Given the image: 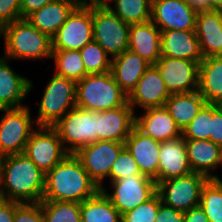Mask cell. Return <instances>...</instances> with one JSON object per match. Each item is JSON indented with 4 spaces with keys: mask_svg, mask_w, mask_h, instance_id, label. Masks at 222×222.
<instances>
[{
    "mask_svg": "<svg viewBox=\"0 0 222 222\" xmlns=\"http://www.w3.org/2000/svg\"><path fill=\"white\" fill-rule=\"evenodd\" d=\"M208 180L195 172L170 178L157 183V194L165 205L185 212L200 204L202 188Z\"/></svg>",
    "mask_w": 222,
    "mask_h": 222,
    "instance_id": "9c48e42d",
    "label": "cell"
},
{
    "mask_svg": "<svg viewBox=\"0 0 222 222\" xmlns=\"http://www.w3.org/2000/svg\"><path fill=\"white\" fill-rule=\"evenodd\" d=\"M221 167H222V159H221V165H220ZM215 181H217V182H219V183H222V178H219V176L218 175H215L214 176V178H213Z\"/></svg>",
    "mask_w": 222,
    "mask_h": 222,
    "instance_id": "f907efd6",
    "label": "cell"
},
{
    "mask_svg": "<svg viewBox=\"0 0 222 222\" xmlns=\"http://www.w3.org/2000/svg\"><path fill=\"white\" fill-rule=\"evenodd\" d=\"M100 190L75 154H68L45 176L42 200L82 203Z\"/></svg>",
    "mask_w": 222,
    "mask_h": 222,
    "instance_id": "7a4b0ae2",
    "label": "cell"
},
{
    "mask_svg": "<svg viewBox=\"0 0 222 222\" xmlns=\"http://www.w3.org/2000/svg\"><path fill=\"white\" fill-rule=\"evenodd\" d=\"M128 96L121 90L111 71L88 74L76 84V106L100 112L123 106Z\"/></svg>",
    "mask_w": 222,
    "mask_h": 222,
    "instance_id": "277c9868",
    "label": "cell"
},
{
    "mask_svg": "<svg viewBox=\"0 0 222 222\" xmlns=\"http://www.w3.org/2000/svg\"><path fill=\"white\" fill-rule=\"evenodd\" d=\"M134 127L135 112L127 101L123 106L100 111L98 139L124 143Z\"/></svg>",
    "mask_w": 222,
    "mask_h": 222,
    "instance_id": "d6986e66",
    "label": "cell"
},
{
    "mask_svg": "<svg viewBox=\"0 0 222 222\" xmlns=\"http://www.w3.org/2000/svg\"><path fill=\"white\" fill-rule=\"evenodd\" d=\"M24 153L45 174L69 154L53 126H35Z\"/></svg>",
    "mask_w": 222,
    "mask_h": 222,
    "instance_id": "7c38bea8",
    "label": "cell"
},
{
    "mask_svg": "<svg viewBox=\"0 0 222 222\" xmlns=\"http://www.w3.org/2000/svg\"><path fill=\"white\" fill-rule=\"evenodd\" d=\"M44 222H81L80 203L42 200Z\"/></svg>",
    "mask_w": 222,
    "mask_h": 222,
    "instance_id": "d6a6232c",
    "label": "cell"
},
{
    "mask_svg": "<svg viewBox=\"0 0 222 222\" xmlns=\"http://www.w3.org/2000/svg\"><path fill=\"white\" fill-rule=\"evenodd\" d=\"M210 140L222 147V111L216 104H212Z\"/></svg>",
    "mask_w": 222,
    "mask_h": 222,
    "instance_id": "b9f144b4",
    "label": "cell"
},
{
    "mask_svg": "<svg viewBox=\"0 0 222 222\" xmlns=\"http://www.w3.org/2000/svg\"><path fill=\"white\" fill-rule=\"evenodd\" d=\"M161 56L181 58L200 63L204 57L195 31L161 32Z\"/></svg>",
    "mask_w": 222,
    "mask_h": 222,
    "instance_id": "cb8c5ba5",
    "label": "cell"
},
{
    "mask_svg": "<svg viewBox=\"0 0 222 222\" xmlns=\"http://www.w3.org/2000/svg\"><path fill=\"white\" fill-rule=\"evenodd\" d=\"M160 203L161 199L156 193L147 202L122 214L121 222H155Z\"/></svg>",
    "mask_w": 222,
    "mask_h": 222,
    "instance_id": "8d00e7d4",
    "label": "cell"
},
{
    "mask_svg": "<svg viewBox=\"0 0 222 222\" xmlns=\"http://www.w3.org/2000/svg\"><path fill=\"white\" fill-rule=\"evenodd\" d=\"M4 158L5 156L0 153V179H1L2 169H3Z\"/></svg>",
    "mask_w": 222,
    "mask_h": 222,
    "instance_id": "681fc988",
    "label": "cell"
},
{
    "mask_svg": "<svg viewBox=\"0 0 222 222\" xmlns=\"http://www.w3.org/2000/svg\"><path fill=\"white\" fill-rule=\"evenodd\" d=\"M100 112L72 108L53 127L57 130L64 148L75 154L80 148L97 142Z\"/></svg>",
    "mask_w": 222,
    "mask_h": 222,
    "instance_id": "8992f818",
    "label": "cell"
},
{
    "mask_svg": "<svg viewBox=\"0 0 222 222\" xmlns=\"http://www.w3.org/2000/svg\"><path fill=\"white\" fill-rule=\"evenodd\" d=\"M210 2H211V11L212 10L222 11V0H210Z\"/></svg>",
    "mask_w": 222,
    "mask_h": 222,
    "instance_id": "7dc6e473",
    "label": "cell"
},
{
    "mask_svg": "<svg viewBox=\"0 0 222 222\" xmlns=\"http://www.w3.org/2000/svg\"><path fill=\"white\" fill-rule=\"evenodd\" d=\"M170 95L159 69L151 64L128 96V103L134 112L136 107L142 110L162 107Z\"/></svg>",
    "mask_w": 222,
    "mask_h": 222,
    "instance_id": "2e32d148",
    "label": "cell"
},
{
    "mask_svg": "<svg viewBox=\"0 0 222 222\" xmlns=\"http://www.w3.org/2000/svg\"><path fill=\"white\" fill-rule=\"evenodd\" d=\"M13 222H44L41 203L15 202Z\"/></svg>",
    "mask_w": 222,
    "mask_h": 222,
    "instance_id": "f35d334b",
    "label": "cell"
},
{
    "mask_svg": "<svg viewBox=\"0 0 222 222\" xmlns=\"http://www.w3.org/2000/svg\"><path fill=\"white\" fill-rule=\"evenodd\" d=\"M81 222H121L122 215L102 190L80 204Z\"/></svg>",
    "mask_w": 222,
    "mask_h": 222,
    "instance_id": "f546056e",
    "label": "cell"
},
{
    "mask_svg": "<svg viewBox=\"0 0 222 222\" xmlns=\"http://www.w3.org/2000/svg\"><path fill=\"white\" fill-rule=\"evenodd\" d=\"M184 222H210L200 205L184 212Z\"/></svg>",
    "mask_w": 222,
    "mask_h": 222,
    "instance_id": "f6af8a7d",
    "label": "cell"
},
{
    "mask_svg": "<svg viewBox=\"0 0 222 222\" xmlns=\"http://www.w3.org/2000/svg\"><path fill=\"white\" fill-rule=\"evenodd\" d=\"M131 174L142 173L139 169L138 163L135 161L127 148L124 147L112 165L110 175L108 177L110 180L109 182L121 180L122 178Z\"/></svg>",
    "mask_w": 222,
    "mask_h": 222,
    "instance_id": "74e56055",
    "label": "cell"
},
{
    "mask_svg": "<svg viewBox=\"0 0 222 222\" xmlns=\"http://www.w3.org/2000/svg\"><path fill=\"white\" fill-rule=\"evenodd\" d=\"M21 19L20 0H0V28Z\"/></svg>",
    "mask_w": 222,
    "mask_h": 222,
    "instance_id": "ab89813d",
    "label": "cell"
},
{
    "mask_svg": "<svg viewBox=\"0 0 222 222\" xmlns=\"http://www.w3.org/2000/svg\"><path fill=\"white\" fill-rule=\"evenodd\" d=\"M185 1L197 13L211 11L210 0H185Z\"/></svg>",
    "mask_w": 222,
    "mask_h": 222,
    "instance_id": "bcb514c9",
    "label": "cell"
},
{
    "mask_svg": "<svg viewBox=\"0 0 222 222\" xmlns=\"http://www.w3.org/2000/svg\"><path fill=\"white\" fill-rule=\"evenodd\" d=\"M4 41V56L11 59H44L52 57L51 38L36 29L26 19H19L0 28Z\"/></svg>",
    "mask_w": 222,
    "mask_h": 222,
    "instance_id": "3957f363",
    "label": "cell"
},
{
    "mask_svg": "<svg viewBox=\"0 0 222 222\" xmlns=\"http://www.w3.org/2000/svg\"><path fill=\"white\" fill-rule=\"evenodd\" d=\"M212 104L206 103L196 117L182 131L184 140H210Z\"/></svg>",
    "mask_w": 222,
    "mask_h": 222,
    "instance_id": "d590c367",
    "label": "cell"
},
{
    "mask_svg": "<svg viewBox=\"0 0 222 222\" xmlns=\"http://www.w3.org/2000/svg\"><path fill=\"white\" fill-rule=\"evenodd\" d=\"M185 145L191 170L213 179V170L221 165L222 147L204 139L185 140Z\"/></svg>",
    "mask_w": 222,
    "mask_h": 222,
    "instance_id": "484cf974",
    "label": "cell"
},
{
    "mask_svg": "<svg viewBox=\"0 0 222 222\" xmlns=\"http://www.w3.org/2000/svg\"><path fill=\"white\" fill-rule=\"evenodd\" d=\"M155 222H184V212L160 203Z\"/></svg>",
    "mask_w": 222,
    "mask_h": 222,
    "instance_id": "60d3db41",
    "label": "cell"
},
{
    "mask_svg": "<svg viewBox=\"0 0 222 222\" xmlns=\"http://www.w3.org/2000/svg\"><path fill=\"white\" fill-rule=\"evenodd\" d=\"M105 0H76L78 4H98L104 3Z\"/></svg>",
    "mask_w": 222,
    "mask_h": 222,
    "instance_id": "c3c4849f",
    "label": "cell"
},
{
    "mask_svg": "<svg viewBox=\"0 0 222 222\" xmlns=\"http://www.w3.org/2000/svg\"><path fill=\"white\" fill-rule=\"evenodd\" d=\"M15 201L0 198V222H13Z\"/></svg>",
    "mask_w": 222,
    "mask_h": 222,
    "instance_id": "ee69618b",
    "label": "cell"
},
{
    "mask_svg": "<svg viewBox=\"0 0 222 222\" xmlns=\"http://www.w3.org/2000/svg\"><path fill=\"white\" fill-rule=\"evenodd\" d=\"M197 12L185 0H155L152 2L151 21L161 31L196 29Z\"/></svg>",
    "mask_w": 222,
    "mask_h": 222,
    "instance_id": "9a60e30c",
    "label": "cell"
},
{
    "mask_svg": "<svg viewBox=\"0 0 222 222\" xmlns=\"http://www.w3.org/2000/svg\"><path fill=\"white\" fill-rule=\"evenodd\" d=\"M158 174L154 178L156 184L170 178L191 174L187 149L183 137L161 142L159 150Z\"/></svg>",
    "mask_w": 222,
    "mask_h": 222,
    "instance_id": "ac0fdd59",
    "label": "cell"
},
{
    "mask_svg": "<svg viewBox=\"0 0 222 222\" xmlns=\"http://www.w3.org/2000/svg\"><path fill=\"white\" fill-rule=\"evenodd\" d=\"M112 3L114 6H111ZM104 4L127 24L144 23L151 20L150 0H105Z\"/></svg>",
    "mask_w": 222,
    "mask_h": 222,
    "instance_id": "4dcf8cb0",
    "label": "cell"
},
{
    "mask_svg": "<svg viewBox=\"0 0 222 222\" xmlns=\"http://www.w3.org/2000/svg\"><path fill=\"white\" fill-rule=\"evenodd\" d=\"M144 111L142 115L135 114V127L144 135L160 143L182 136L181 129L164 106L148 108Z\"/></svg>",
    "mask_w": 222,
    "mask_h": 222,
    "instance_id": "e0dca14e",
    "label": "cell"
},
{
    "mask_svg": "<svg viewBox=\"0 0 222 222\" xmlns=\"http://www.w3.org/2000/svg\"><path fill=\"white\" fill-rule=\"evenodd\" d=\"M93 40L113 58L128 50L130 24L104 3L92 4Z\"/></svg>",
    "mask_w": 222,
    "mask_h": 222,
    "instance_id": "52a82bcc",
    "label": "cell"
},
{
    "mask_svg": "<svg viewBox=\"0 0 222 222\" xmlns=\"http://www.w3.org/2000/svg\"><path fill=\"white\" fill-rule=\"evenodd\" d=\"M205 104V99L197 90L191 93L171 94L164 107L183 131Z\"/></svg>",
    "mask_w": 222,
    "mask_h": 222,
    "instance_id": "f1b7e54d",
    "label": "cell"
},
{
    "mask_svg": "<svg viewBox=\"0 0 222 222\" xmlns=\"http://www.w3.org/2000/svg\"><path fill=\"white\" fill-rule=\"evenodd\" d=\"M125 147L122 142L98 140L92 144L80 148L75 156L80 160L83 168L91 179L103 188V182L110 175L114 161Z\"/></svg>",
    "mask_w": 222,
    "mask_h": 222,
    "instance_id": "4fadbf2b",
    "label": "cell"
},
{
    "mask_svg": "<svg viewBox=\"0 0 222 222\" xmlns=\"http://www.w3.org/2000/svg\"><path fill=\"white\" fill-rule=\"evenodd\" d=\"M155 65L170 94L191 93L198 90L200 63L161 56Z\"/></svg>",
    "mask_w": 222,
    "mask_h": 222,
    "instance_id": "5bb4252c",
    "label": "cell"
},
{
    "mask_svg": "<svg viewBox=\"0 0 222 222\" xmlns=\"http://www.w3.org/2000/svg\"><path fill=\"white\" fill-rule=\"evenodd\" d=\"M150 65L138 54L126 50L112 58L111 73L121 90L129 96Z\"/></svg>",
    "mask_w": 222,
    "mask_h": 222,
    "instance_id": "d4e9b609",
    "label": "cell"
},
{
    "mask_svg": "<svg viewBox=\"0 0 222 222\" xmlns=\"http://www.w3.org/2000/svg\"><path fill=\"white\" fill-rule=\"evenodd\" d=\"M80 51L87 74H102L111 71L112 58L92 40Z\"/></svg>",
    "mask_w": 222,
    "mask_h": 222,
    "instance_id": "e575fe53",
    "label": "cell"
},
{
    "mask_svg": "<svg viewBox=\"0 0 222 222\" xmlns=\"http://www.w3.org/2000/svg\"><path fill=\"white\" fill-rule=\"evenodd\" d=\"M51 59L55 62L56 75L76 82L88 75L79 50L52 51Z\"/></svg>",
    "mask_w": 222,
    "mask_h": 222,
    "instance_id": "1f68e13d",
    "label": "cell"
},
{
    "mask_svg": "<svg viewBox=\"0 0 222 222\" xmlns=\"http://www.w3.org/2000/svg\"><path fill=\"white\" fill-rule=\"evenodd\" d=\"M76 84V81L56 74L51 77L39 102L37 117L34 118L37 126H54L76 107Z\"/></svg>",
    "mask_w": 222,
    "mask_h": 222,
    "instance_id": "5b68a950",
    "label": "cell"
},
{
    "mask_svg": "<svg viewBox=\"0 0 222 222\" xmlns=\"http://www.w3.org/2000/svg\"><path fill=\"white\" fill-rule=\"evenodd\" d=\"M196 36L204 58L222 56V11L197 13Z\"/></svg>",
    "mask_w": 222,
    "mask_h": 222,
    "instance_id": "7402d4cb",
    "label": "cell"
},
{
    "mask_svg": "<svg viewBox=\"0 0 222 222\" xmlns=\"http://www.w3.org/2000/svg\"><path fill=\"white\" fill-rule=\"evenodd\" d=\"M77 5L76 0H53L31 13L26 20L52 38Z\"/></svg>",
    "mask_w": 222,
    "mask_h": 222,
    "instance_id": "4316f807",
    "label": "cell"
},
{
    "mask_svg": "<svg viewBox=\"0 0 222 222\" xmlns=\"http://www.w3.org/2000/svg\"><path fill=\"white\" fill-rule=\"evenodd\" d=\"M124 145L138 163L141 173L154 179L158 174L161 143L134 127Z\"/></svg>",
    "mask_w": 222,
    "mask_h": 222,
    "instance_id": "44dd1931",
    "label": "cell"
},
{
    "mask_svg": "<svg viewBox=\"0 0 222 222\" xmlns=\"http://www.w3.org/2000/svg\"><path fill=\"white\" fill-rule=\"evenodd\" d=\"M199 205L210 222H222V183L209 179L202 188Z\"/></svg>",
    "mask_w": 222,
    "mask_h": 222,
    "instance_id": "836d02e7",
    "label": "cell"
},
{
    "mask_svg": "<svg viewBox=\"0 0 222 222\" xmlns=\"http://www.w3.org/2000/svg\"><path fill=\"white\" fill-rule=\"evenodd\" d=\"M198 92L206 103L216 104L222 99V56L200 62Z\"/></svg>",
    "mask_w": 222,
    "mask_h": 222,
    "instance_id": "83f0119b",
    "label": "cell"
},
{
    "mask_svg": "<svg viewBox=\"0 0 222 222\" xmlns=\"http://www.w3.org/2000/svg\"><path fill=\"white\" fill-rule=\"evenodd\" d=\"M0 153L4 156L23 153L26 143L37 126L28 106L0 109Z\"/></svg>",
    "mask_w": 222,
    "mask_h": 222,
    "instance_id": "ba28073f",
    "label": "cell"
},
{
    "mask_svg": "<svg viewBox=\"0 0 222 222\" xmlns=\"http://www.w3.org/2000/svg\"><path fill=\"white\" fill-rule=\"evenodd\" d=\"M51 40L52 51L81 50L92 41V4H78Z\"/></svg>",
    "mask_w": 222,
    "mask_h": 222,
    "instance_id": "8fae6325",
    "label": "cell"
},
{
    "mask_svg": "<svg viewBox=\"0 0 222 222\" xmlns=\"http://www.w3.org/2000/svg\"><path fill=\"white\" fill-rule=\"evenodd\" d=\"M110 183L112 193H109L105 186L100 190L121 215L147 202L157 193L156 181L144 174H131Z\"/></svg>",
    "mask_w": 222,
    "mask_h": 222,
    "instance_id": "30bf717a",
    "label": "cell"
},
{
    "mask_svg": "<svg viewBox=\"0 0 222 222\" xmlns=\"http://www.w3.org/2000/svg\"><path fill=\"white\" fill-rule=\"evenodd\" d=\"M219 110L222 111V99L216 103Z\"/></svg>",
    "mask_w": 222,
    "mask_h": 222,
    "instance_id": "816d5d0a",
    "label": "cell"
},
{
    "mask_svg": "<svg viewBox=\"0 0 222 222\" xmlns=\"http://www.w3.org/2000/svg\"><path fill=\"white\" fill-rule=\"evenodd\" d=\"M52 1L53 0H20L21 18L26 19L31 13Z\"/></svg>",
    "mask_w": 222,
    "mask_h": 222,
    "instance_id": "7bdbcfd3",
    "label": "cell"
},
{
    "mask_svg": "<svg viewBox=\"0 0 222 222\" xmlns=\"http://www.w3.org/2000/svg\"><path fill=\"white\" fill-rule=\"evenodd\" d=\"M128 50L155 64L161 57V31L149 20L131 24Z\"/></svg>",
    "mask_w": 222,
    "mask_h": 222,
    "instance_id": "603a6c76",
    "label": "cell"
},
{
    "mask_svg": "<svg viewBox=\"0 0 222 222\" xmlns=\"http://www.w3.org/2000/svg\"><path fill=\"white\" fill-rule=\"evenodd\" d=\"M46 174L23 152L5 156L0 198L18 203H40Z\"/></svg>",
    "mask_w": 222,
    "mask_h": 222,
    "instance_id": "6da1fadb",
    "label": "cell"
},
{
    "mask_svg": "<svg viewBox=\"0 0 222 222\" xmlns=\"http://www.w3.org/2000/svg\"><path fill=\"white\" fill-rule=\"evenodd\" d=\"M32 88V81L14 72L9 59L0 56V109L26 106L22 101Z\"/></svg>",
    "mask_w": 222,
    "mask_h": 222,
    "instance_id": "ffe728a7",
    "label": "cell"
}]
</instances>
